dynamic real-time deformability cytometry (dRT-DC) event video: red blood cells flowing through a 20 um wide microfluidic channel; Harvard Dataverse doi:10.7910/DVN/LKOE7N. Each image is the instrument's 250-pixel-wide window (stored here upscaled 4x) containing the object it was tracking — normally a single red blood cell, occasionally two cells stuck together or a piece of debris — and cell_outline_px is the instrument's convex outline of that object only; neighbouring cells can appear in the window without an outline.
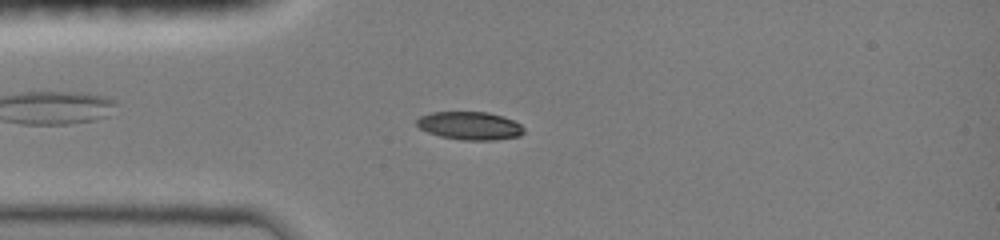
{"species": "common noctule bat (a hibernating species)", "species_latin": "Nyctalus noctula", "temperature_condition": "room temperature", "stored_images_in_passage": 42, "camera_frame_rate_fps": 3000, "um_per_image_px": 0.085, "animal": {"sex": "female", "body_mass_g": 19.0, "forearm_length_mm": 51.5}, "frame": {"image": 1, "passage_image": 11, "time_ms": 3.333, "image_size_px": [1000, 240], "cell_outline_px": [[524, 132], [520, 136], [492, 140], [460, 140], [440, 136], [428, 132], [420, 128], [416, 124], [416, 120], [420, 116], [432, 112], [488, 112], [504, 116], [520, 124], [524, 128]], "centroid_in_image_um": [39.94, 10.68], "position_along_channel_um": 45.1, "area_um2": 17.57}}
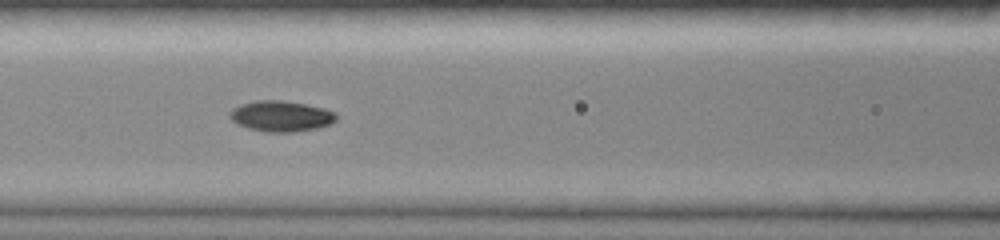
{"frame": {"image": 2, "passage_image": 19, "time_ms": 6.0, "image_size_px": [1000, 240], "cell_outline_px": [[336, 120], [332, 124], [320, 128], [296, 132], [264, 132], [248, 128], [236, 124], [228, 116], [228, 112], [232, 108], [240, 104], [256, 100], [280, 100], [304, 104], [324, 108], [336, 112]], "centroid_in_image_um": [23.87, 9.88], "position_along_channel_um": 142.7, "area_um2": 19.42}}
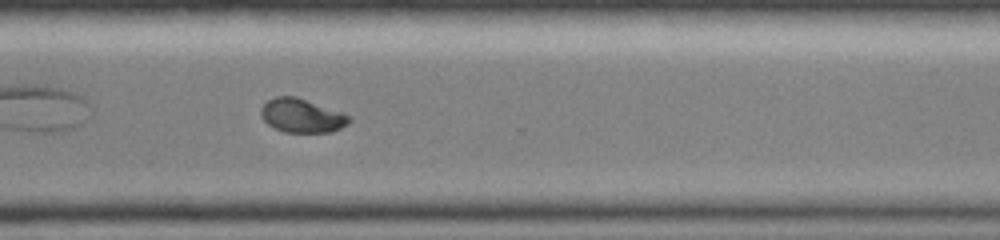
{"frame": {"image": 3, "passage_image": 34, "time_ms": 11.0, "image_size_px": [1000, 240], "cell_outline_px": [[352, 120], [348, 124], [332, 132], [284, 132], [268, 124], [264, 120], [260, 112], [260, 108], [268, 100], [276, 96], [296, 96], [344, 112], [352, 116]], "centroid_in_image_um": [25.7, 9.82], "position_along_channel_um": 344.9, "area_um2": 17.57}, "authors_computed_cell_mechanics": {"area_um2": 17.5423, "velocity_mm_per_s": 4.0426, "shape_relaxation_time_tau1_ms": 4.1345, "shape_relaxation_time_tau2_ms": 3.3127, "deformation_change_tau1": 0.1775, "deformation_change_tau2": 0.0383}}